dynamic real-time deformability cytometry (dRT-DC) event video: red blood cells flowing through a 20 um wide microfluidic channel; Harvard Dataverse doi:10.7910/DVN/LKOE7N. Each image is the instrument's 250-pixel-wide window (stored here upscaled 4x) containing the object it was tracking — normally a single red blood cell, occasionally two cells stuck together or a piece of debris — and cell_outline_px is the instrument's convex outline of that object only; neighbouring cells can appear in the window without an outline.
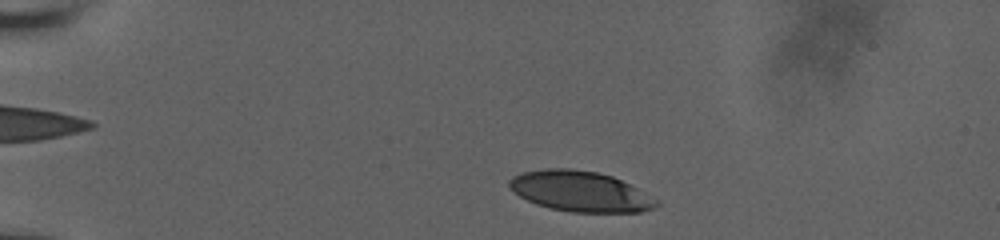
{"species": "human", "species_latin": "Homo sapiens", "temperature_condition": "room temperature", "stored_images_in_passage": 40, "camera_frame_rate_fps": 3000, "um_per_image_px": 0.085, "donor": {"sex": "male"}, "frame": {"image": 1, "passage_image": 3, "time_ms": 0.667, "image_size_px": [1000, 240], "cell_outline_px": [[660, 204], [656, 208], [640, 212], [572, 212], [552, 208], [536, 204], [520, 196], [508, 188], [508, 180], [512, 176], [524, 172], [544, 168], [572, 168], [596, 172], [612, 176], [660, 200]], "centroid_in_image_um": [49.32, 16.26], "position_along_channel_um": 35.7, "area_um2": 34.74}}
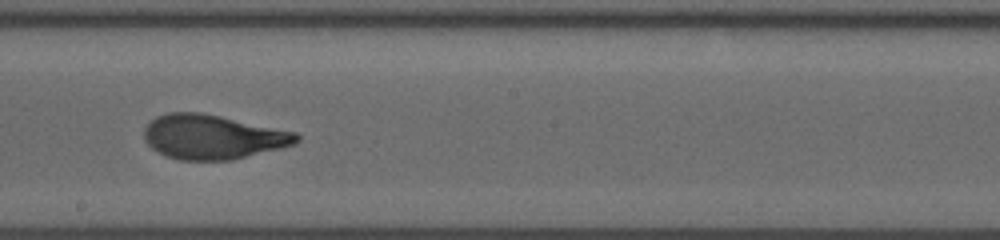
{"frame": {"image": 2, "passage_image": 24, "time_ms": 7.667, "image_size_px": [1000, 240], "cell_outline_px": [[300, 140], [296, 144], [232, 160], [180, 160], [164, 156], [152, 148], [144, 140], [144, 128], [156, 116], [168, 112], [200, 112], [220, 116], [296, 132], [300, 136]], "centroid_in_image_um": [18.07, 11.64], "position_along_channel_um": 230.1, "area_um2": 39.48}}
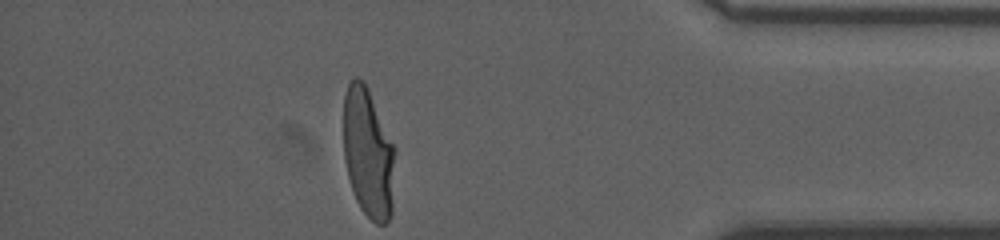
{"frame": {"image": 3, "passage_image": 40, "time_ms": 13.0, "image_size_px": [1000, 240], "cell_outline_px": [[396, 152], [392, 212], [388, 220], [384, 224], [376, 224], [360, 208], [356, 200], [348, 176], [344, 160], [344, 96], [348, 84], [356, 76], [364, 80], [368, 88], [396, 148]], "centroid_in_image_um": [31.32, 13.0], "position_along_channel_um": 403.9, "area_um2": 39.42}, "authors_computed_cell_mechanics": {"area_um2": 38.9572, "velocity_mm_per_s": 3.8226, "shape_relaxation_time_tau1_ms": 5.0534, "shape_relaxation_time_tau2_ms": 0.7677, "deformation_change_tau1": 0.2205, "deformation_change_tau2": 0.0742}}